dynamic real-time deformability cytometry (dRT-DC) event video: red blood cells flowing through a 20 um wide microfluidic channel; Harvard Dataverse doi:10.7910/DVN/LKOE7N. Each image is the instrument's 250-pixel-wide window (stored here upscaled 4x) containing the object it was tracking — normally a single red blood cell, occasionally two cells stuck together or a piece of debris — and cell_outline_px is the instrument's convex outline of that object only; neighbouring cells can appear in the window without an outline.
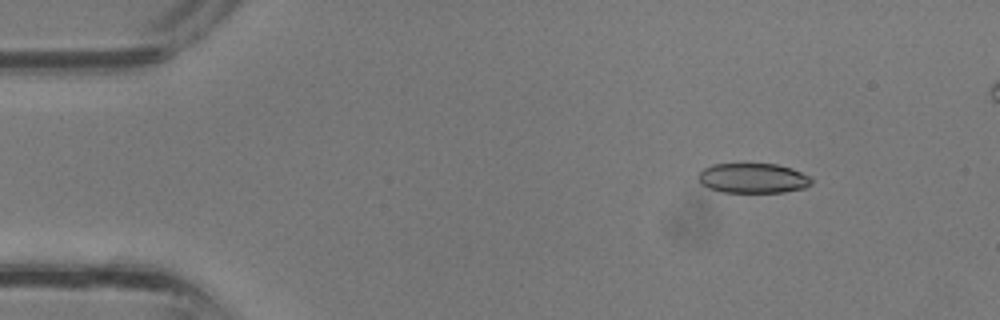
{"species": "common noctule bat (a hibernating species)", "species_latin": "Nyctalus noctula", "temperature_condition": "room temperature", "stored_images_in_passage": 35, "camera_frame_rate_fps": 3000, "um_per_image_px": 0.085, "animal": {"sex": "male", "body_mass_g": 13.3}, "frame": {"image": 1, "passage_image": 5, "time_ms": 1.333, "image_size_px": [1000, 320], "cell_outline_px": [[812, 184], [804, 188], [784, 192], [720, 192], [708, 188], [700, 184], [696, 176], [704, 168], [712, 164], [776, 164], [792, 168], [812, 176]], "centroid_in_image_um": [64.0, 15.15], "position_along_channel_um": 21.0, "area_um2": 20.0}}
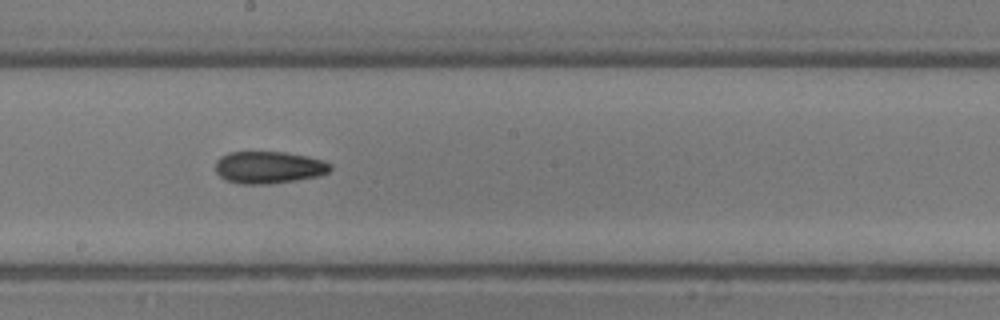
{"frame": {"image": 2, "passage_image": 20, "time_ms": 6.333, "image_size_px": [1000, 320], "cell_outline_px": [[332, 168], [328, 172], [316, 176], [296, 180], [268, 184], [244, 184], [224, 180], [216, 172], [216, 160], [220, 156], [228, 152], [284, 152], [308, 156], [332, 164]], "centroid_in_image_um": [22.81, 14.22], "position_along_channel_um": 225.4, "area_um2": 21.5}}
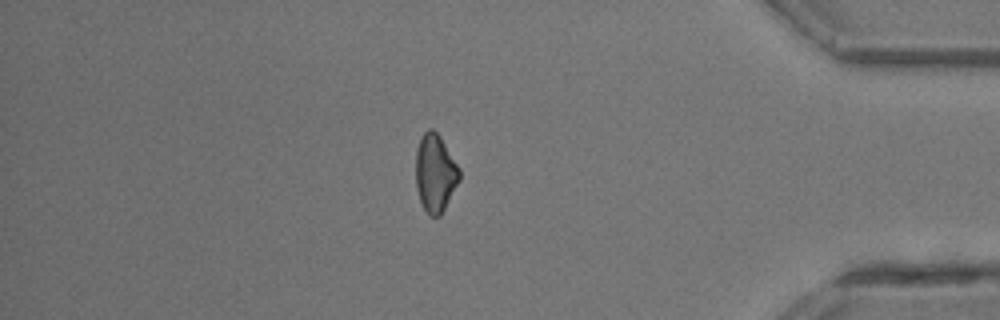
{"frame": {"image": 3, "passage_image": 31, "time_ms": 10.0, "image_size_px": [1000, 320], "cell_outline_px": [[460, 180], [440, 216], [428, 216], [420, 200], [416, 188], [416, 148], [424, 132], [428, 128], [432, 128], [440, 136], [460, 168]], "centroid_in_image_um": [36.99, 14.71], "position_along_channel_um": 398.2, "area_um2": 19.83}}